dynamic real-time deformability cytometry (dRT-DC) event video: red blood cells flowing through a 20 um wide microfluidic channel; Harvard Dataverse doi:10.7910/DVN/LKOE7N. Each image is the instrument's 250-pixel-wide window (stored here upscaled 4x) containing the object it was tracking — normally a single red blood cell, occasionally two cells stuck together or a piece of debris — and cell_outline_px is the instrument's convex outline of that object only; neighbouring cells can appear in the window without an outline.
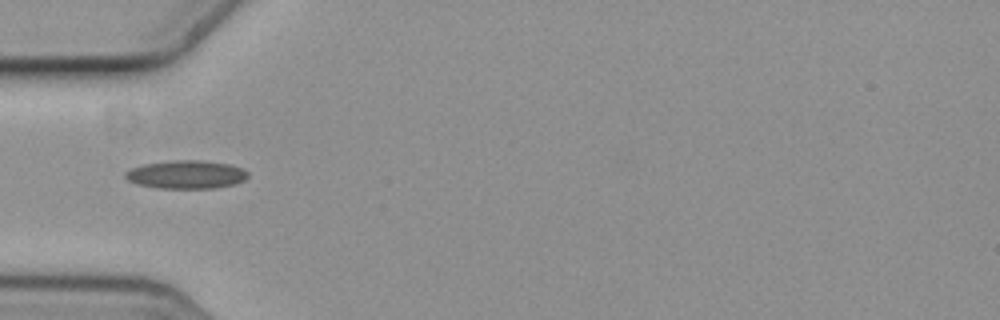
{"species": "common noctule bat (a hibernating species)", "species_latin": "Nyctalus noctula", "temperature_condition": "cold", "stored_images_in_passage": 7, "camera_frame_rate_fps": 3000, "um_per_image_px": 0.085, "animal": {"sex": "female", "body_mass_g": 19.3, "forearm_length_mm": 54.1}, "frame": {"image": 1, "passage_image": 1, "time_ms": 0.0, "image_size_px": [1000, 320], "cell_outline_px": [[248, 176], [244, 180], [236, 184], [216, 188], [156, 188], [136, 184], [128, 180], [124, 176], [124, 172], [132, 168], [144, 164], [172, 160], [200, 160], [228, 164], [240, 168], [248, 172]], "centroid_in_image_um": [15.81, 14.84], "position_along_channel_um": 69.2, "area_um2": 20.23}}
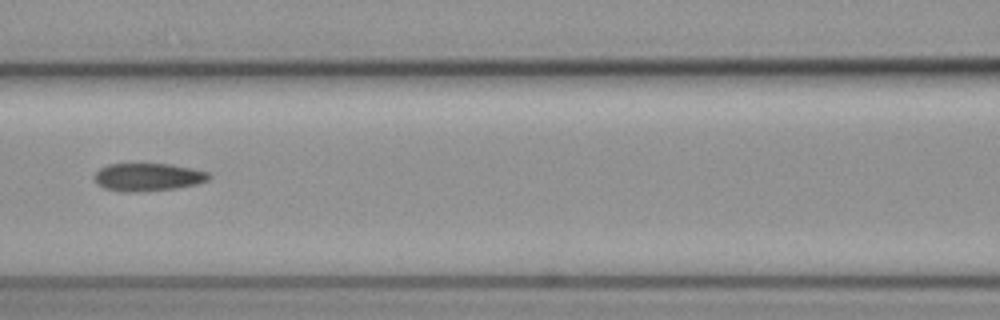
{"frame": {"image": 2, "passage_image": 3, "time_ms": 0.667, "image_size_px": [1000, 320], "cell_outline_px": [[212, 176], [208, 180], [196, 184], [176, 188], [136, 192], [120, 192], [104, 188], [96, 184], [92, 176], [100, 168], [108, 164], [172, 164], [192, 168], [208, 172]], "centroid_in_image_um": [12.54, 15.05], "position_along_channel_um": 154.1, "area_um2": 18.79}}
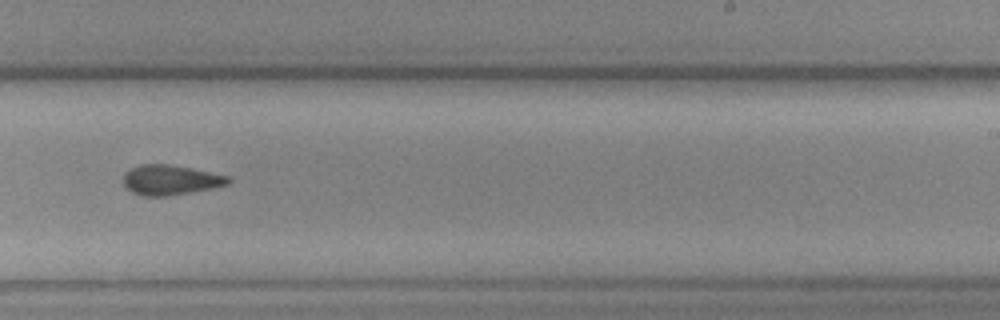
{"frame": {"image": 3, "passage_image": 6, "time_ms": 1.667, "image_size_px": [1000, 320], "cell_outline_px": [[232, 180], [228, 184], [212, 188], [168, 196], [144, 196], [132, 192], [124, 184], [124, 172], [140, 164], [168, 164], [192, 168], [228, 176]], "centroid_in_image_um": [14.49, 15.29], "position_along_channel_um": 274.5, "area_um2": 18.21}}